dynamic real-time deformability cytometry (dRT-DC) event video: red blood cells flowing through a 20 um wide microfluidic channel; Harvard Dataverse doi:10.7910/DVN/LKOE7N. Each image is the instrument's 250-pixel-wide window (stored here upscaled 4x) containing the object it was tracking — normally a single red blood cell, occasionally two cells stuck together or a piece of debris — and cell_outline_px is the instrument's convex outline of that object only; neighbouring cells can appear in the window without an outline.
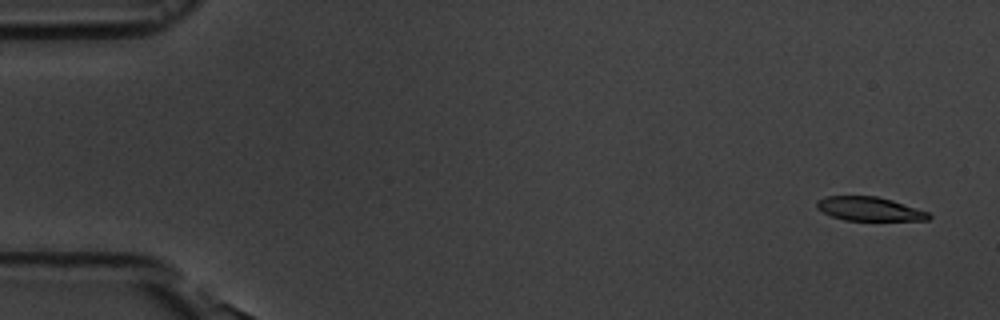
{"species": "common noctule bat (a hibernating species)", "species_latin": "Nyctalus noctula", "temperature_condition": "room temperature", "stored_images_in_passage": 18, "camera_frame_rate_fps": 3000, "um_per_image_px": 0.085, "animal": {"sex": "male", "body_mass_g": 19.5, "forearm_length_mm": 54.6}, "frame": {"image": 1, "passage_image": 1, "time_ms": 0.0, "image_size_px": [1000, 320], "cell_outline_px": [[932, 216], [928, 220], [844, 220], [832, 216], [816, 208], [816, 200], [824, 196], [876, 196], [892, 200], [928, 212]], "centroid_in_image_um": [73.86, 17.75], "position_along_channel_um": 11.1, "area_um2": 15.49}}
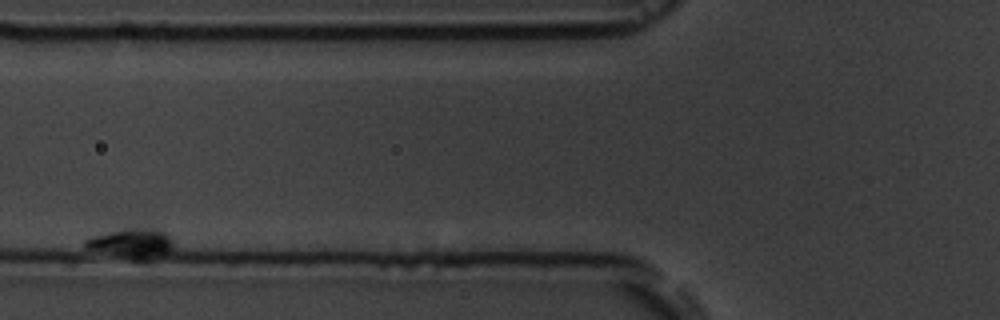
{"frame": {"image": 2, "passage_image": 7, "time_ms": 7.0, "image_size_px": [1000, 320], "cell_outline_px": [[172, 248], [168, 252], [144, 260], [136, 260], [88, 248], [84, 244], [84, 240], [92, 236], [124, 228], [156, 228], [168, 232], [172, 240]], "centroid_in_image_um": [11.24, 20.64], "position_along_channel_um": 114.6, "area_um2": 14.97}}
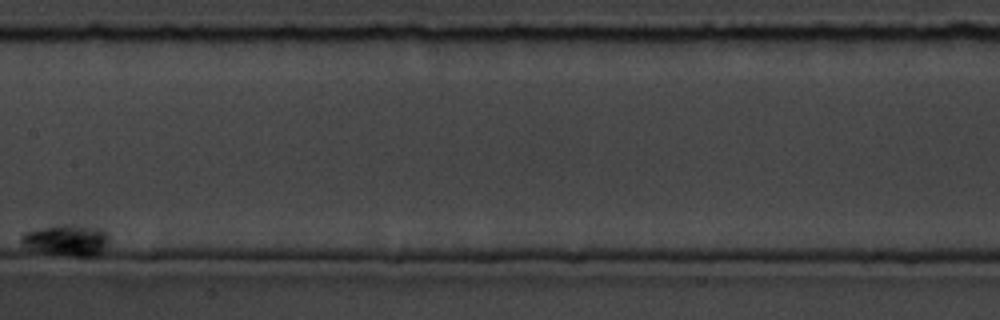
{"frame": {"image": 3, "passage_image": 11, "time_ms": 13.333, "image_size_px": [1000, 320], "cell_outline_px": [[108, 244], [92, 260], [84, 260], [48, 252], [32, 248], [24, 244], [20, 240], [20, 236], [24, 232], [52, 224], [76, 224], [104, 228], [108, 232]], "centroid_in_image_um": [5.77, 20.41], "position_along_channel_um": 201.6, "area_um2": 16.76}}